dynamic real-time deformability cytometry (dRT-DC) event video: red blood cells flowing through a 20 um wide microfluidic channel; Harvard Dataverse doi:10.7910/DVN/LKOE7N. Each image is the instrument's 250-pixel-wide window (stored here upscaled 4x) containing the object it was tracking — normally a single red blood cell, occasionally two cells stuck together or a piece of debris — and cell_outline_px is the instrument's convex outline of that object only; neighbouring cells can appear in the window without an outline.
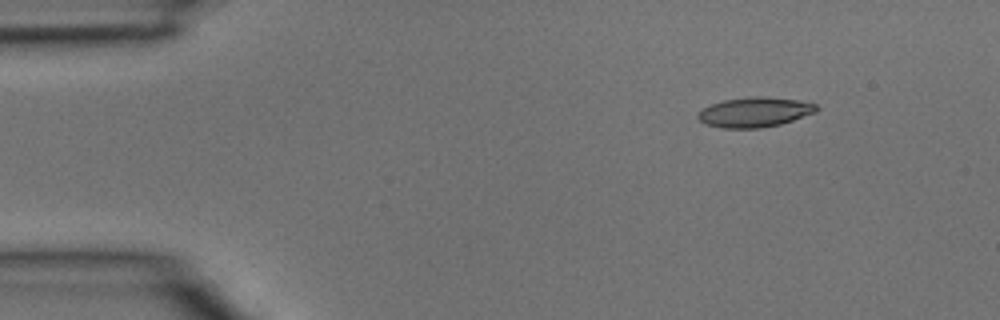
{"species": "common noctule bat (a hibernating species)", "species_latin": "Nyctalus noctula", "temperature_condition": "room temperature", "stored_images_in_passage": 3, "segment_of_instrument_passage": [2, 2], "camera_frame_rate_fps": 3000, "um_per_image_px": 0.085, "animal": {"sex": "male", "body_mass_g": 15.6}, "frame": {"image": 1, "passage_image": 3, "time_ms": 0.667, "image_size_px": [1000, 320], "cell_outline_px": [[820, 108], [816, 112], [780, 124], [760, 128], [720, 128], [708, 124], [700, 120], [696, 116], [700, 108], [724, 100], [752, 96], [760, 96], [800, 100], [816, 104]], "centroid_in_image_um": [64.14, 9.53], "position_along_channel_um": 20.9, "area_um2": 20.63}}